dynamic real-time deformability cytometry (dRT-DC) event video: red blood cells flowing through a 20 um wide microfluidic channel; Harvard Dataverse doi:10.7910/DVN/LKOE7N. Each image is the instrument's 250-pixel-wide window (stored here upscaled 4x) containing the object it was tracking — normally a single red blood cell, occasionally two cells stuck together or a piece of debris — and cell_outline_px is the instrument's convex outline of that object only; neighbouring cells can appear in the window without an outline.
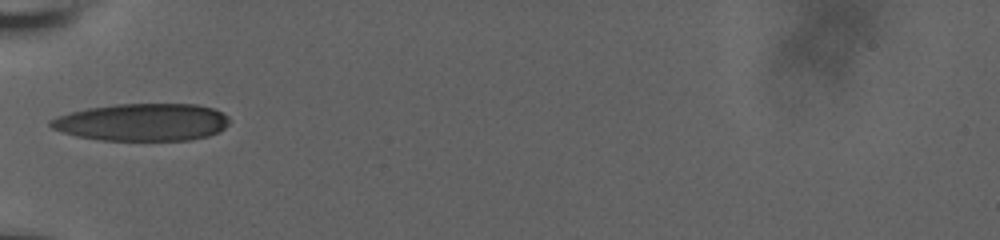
{"species": "human", "species_latin": "Homo sapiens", "temperature_condition": "room temperature", "stored_images_in_passage": 36, "camera_frame_rate_fps": 3000, "um_per_image_px": 0.085, "donor": {"sex": "male"}, "frame": {"image": 1, "passage_image": 1, "time_ms": 0.0, "image_size_px": [1000, 240], "cell_outline_px": [[228, 124], [220, 132], [208, 136], [192, 140], [100, 140], [76, 136], [52, 128], [48, 124], [48, 120], [56, 116], [88, 108], [116, 104], [196, 104], [212, 108], [228, 116]], "centroid_in_image_um": [12.09, 10.39], "position_along_channel_um": 72.9, "area_um2": 39.02}}
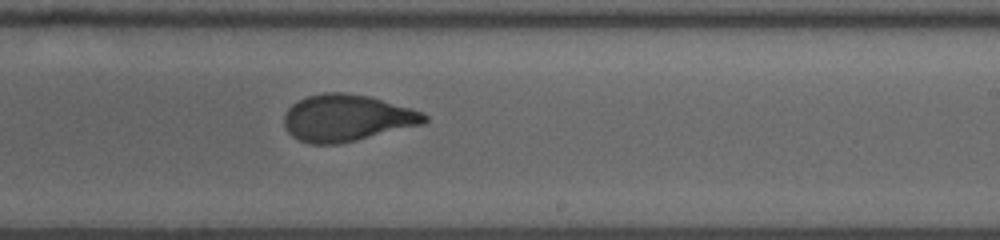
{"frame": {"image": 2, "passage_image": 16, "time_ms": 5.0, "image_size_px": [1000, 240], "cell_outline_px": [[428, 120], [424, 124], [356, 140], [336, 144], [308, 144], [292, 136], [288, 132], [284, 124], [284, 116], [288, 108], [292, 104], [308, 96], [324, 92], [344, 92], [368, 96], [424, 112], [428, 116]], "centroid_in_image_um": [29.48, 10.03], "position_along_channel_um": 259.5, "area_um2": 38.09}}
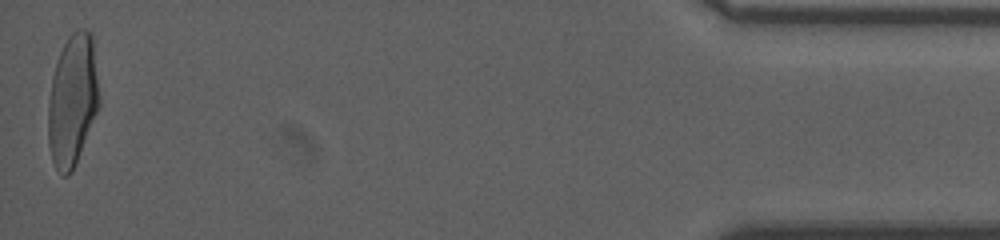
{"frame": {"image": 3, "passage_image": 36, "time_ms": 11.667, "image_size_px": [1000, 240], "cell_outline_px": [[100, 104], [72, 172], [68, 176], [60, 176], [52, 160], [48, 144], [48, 104], [52, 76], [60, 52], [68, 36], [76, 28], [84, 28], [92, 32], [100, 100]], "centroid_in_image_um": [6.16, 8.51], "position_along_channel_um": 429.0, "area_um2": 39.36}, "authors_computed_cell_mechanics": {"area_um2": 38.1769, "velocity_mm_per_s": 3.758, "shape_relaxation_time_tau1_ms": 6.3209, "shape_relaxation_time_tau2_ms": 1.0474, "deformation_change_tau1": 0.2252, "deformation_change_tau2": 0.0776}}